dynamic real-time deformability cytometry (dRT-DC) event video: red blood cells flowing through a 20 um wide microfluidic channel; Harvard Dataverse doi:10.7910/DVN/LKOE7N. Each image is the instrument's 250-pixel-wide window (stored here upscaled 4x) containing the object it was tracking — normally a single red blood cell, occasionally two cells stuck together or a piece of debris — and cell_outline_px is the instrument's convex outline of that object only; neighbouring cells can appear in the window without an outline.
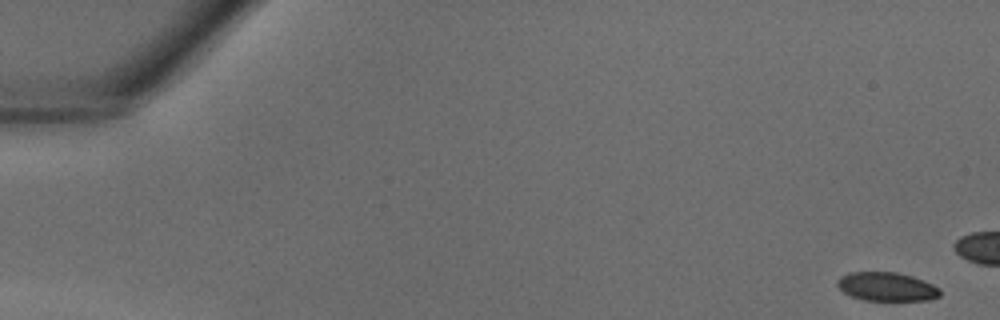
{"species": "common noctule bat (a hibernating species)", "species_latin": "Nyctalus noctula", "temperature_condition": "warm", "stored_images_in_passage": 16, "camera_frame_rate_fps": 3000, "um_per_image_px": 0.085, "animal": {"sex": "male", "body_mass_g": 18.8}, "frame": {"image": 1, "passage_image": 1, "time_ms": 0.0, "image_size_px": [1000, 320], "cell_outline_px": [[940, 296], [928, 300], [864, 300], [852, 296], [844, 292], [836, 284], [836, 280], [840, 276], [848, 272], [896, 272], [912, 276], [932, 284], [940, 288]], "centroid_in_image_um": [75.35, 24.36], "position_along_channel_um": 9.6, "area_um2": 17.17}}
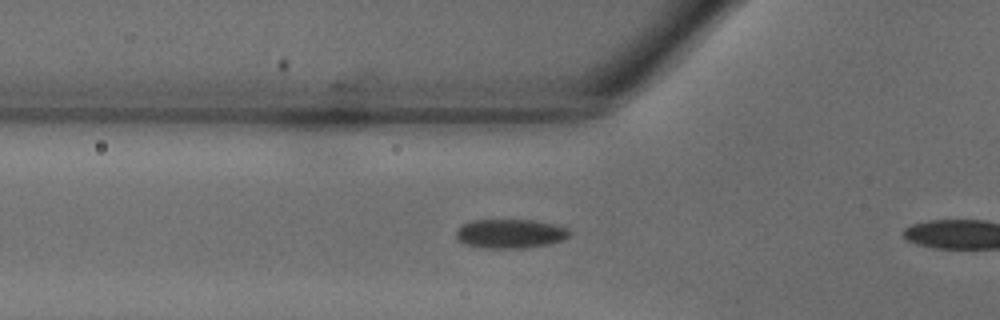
{"frame": {"image": 2, "passage_image": 14, "time_ms": 4.333, "image_size_px": [1000, 320], "cell_outline_px": [[568, 236], [564, 240], [552, 244], [520, 248], [484, 248], [464, 244], [456, 236], [456, 232], [464, 224], [472, 220], [536, 220], [556, 224], [564, 228], [568, 232]], "centroid_in_image_um": [43.38, 19.86], "position_along_channel_um": 82.4, "area_um2": 19.13}}